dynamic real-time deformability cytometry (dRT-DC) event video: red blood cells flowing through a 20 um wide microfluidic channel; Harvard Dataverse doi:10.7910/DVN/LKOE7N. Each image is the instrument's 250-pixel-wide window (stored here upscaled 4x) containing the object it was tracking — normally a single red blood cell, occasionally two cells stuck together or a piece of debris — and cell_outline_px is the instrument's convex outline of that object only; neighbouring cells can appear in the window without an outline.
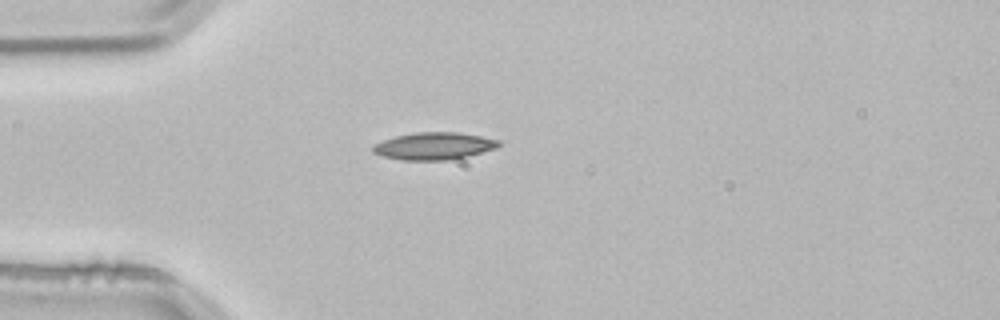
{"species": "common noctule bat (a hibernating species)", "species_latin": "Nyctalus noctula", "temperature_condition": "room temperature", "stored_images_in_passage": 1, "camera_frame_rate_fps": 3000, "um_per_image_px": 0.085, "animal": {"sex": "male", "body_mass_g": 21.5, "forearm_length_mm": 52.0}, "frame": {"image": 1, "passage_image": 1, "time_ms": 0.0, "image_size_px": [1000, 320], "cell_outline_px": [[500, 144], [496, 148], [468, 156], [448, 160], [400, 160], [384, 156], [372, 152], [372, 148], [376, 144], [384, 140], [396, 136], [416, 132], [456, 132], [480, 136], [500, 140]], "centroid_in_image_um": [36.9, 12.41], "position_along_channel_um": 48.1, "area_um2": 19.83}}